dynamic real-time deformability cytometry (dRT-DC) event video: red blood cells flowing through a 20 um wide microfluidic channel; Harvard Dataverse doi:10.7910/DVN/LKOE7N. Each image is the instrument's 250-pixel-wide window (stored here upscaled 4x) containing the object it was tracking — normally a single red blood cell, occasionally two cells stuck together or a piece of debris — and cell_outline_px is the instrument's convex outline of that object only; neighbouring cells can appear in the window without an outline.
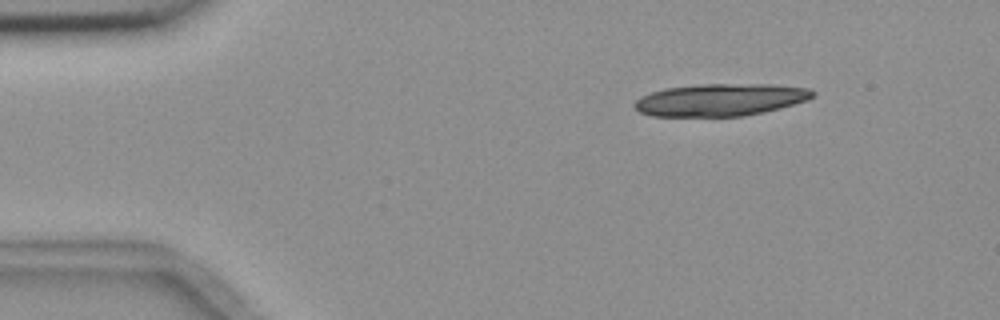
{"species": "common noctule bat (a hibernating species)", "species_latin": "Nyctalus noctula", "temperature_condition": "room temperature", "stored_images_in_passage": 10, "camera_frame_rate_fps": 3000, "um_per_image_px": 0.085, "animal": {"sex": "female", "body_mass_g": 18.4}, "frame": {"image": 1, "passage_image": 2, "time_ms": 1.0, "image_size_px": [1000, 320], "cell_outline_px": [[816, 92], [808, 100], [780, 108], [764, 112], [744, 116], [652, 116], [640, 112], [632, 104], [640, 96], [664, 88], [700, 84], [772, 84], [808, 88]], "centroid_in_image_um": [61.23, 8.48], "position_along_channel_um": 23.8, "area_um2": 33.64}}
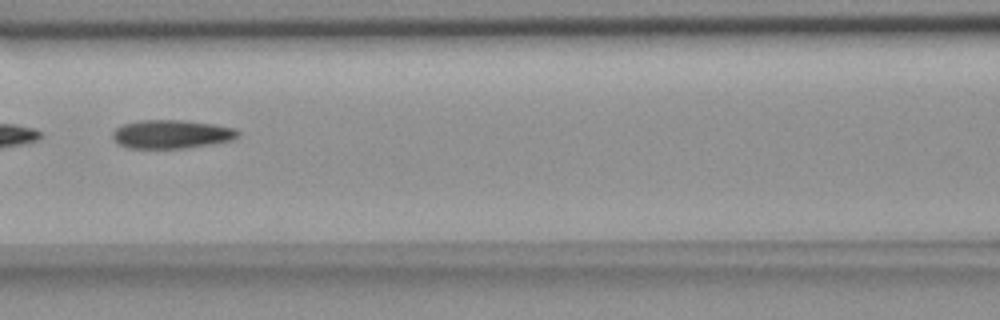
{"frame": {"image": 2, "passage_image": 7, "time_ms": 6.667, "image_size_px": [1000, 320], "cell_outline_px": [[240, 136], [232, 140], [212, 144], [188, 148], [128, 148], [112, 140], [112, 132], [116, 128], [124, 124], [140, 120], [180, 120], [212, 124], [236, 128], [240, 132]], "centroid_in_image_um": [14.59, 11.41], "position_along_channel_um": 152.0, "area_um2": 20.98}}
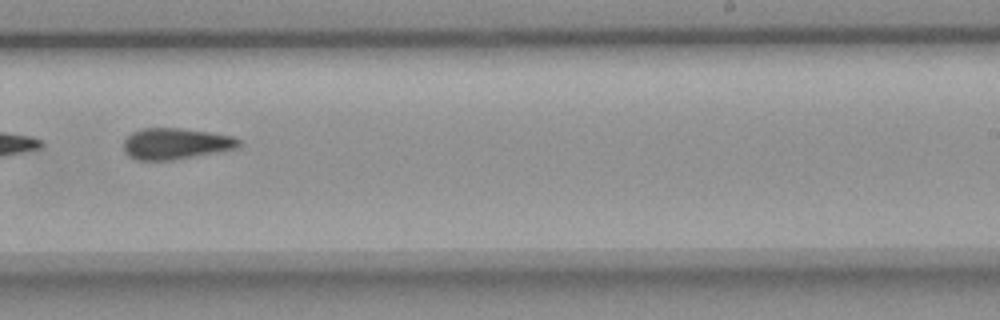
{"frame": {"image": 3, "passage_image": 10, "time_ms": 10.0, "image_size_px": [1000, 320], "cell_outline_px": [[240, 144], [236, 148], [216, 152], [172, 160], [136, 160], [128, 156], [124, 152], [124, 140], [132, 132], [140, 128], [180, 128], [236, 136], [240, 140]], "centroid_in_image_um": [14.91, 12.21], "position_along_channel_um": 274.1, "area_um2": 20.92}}